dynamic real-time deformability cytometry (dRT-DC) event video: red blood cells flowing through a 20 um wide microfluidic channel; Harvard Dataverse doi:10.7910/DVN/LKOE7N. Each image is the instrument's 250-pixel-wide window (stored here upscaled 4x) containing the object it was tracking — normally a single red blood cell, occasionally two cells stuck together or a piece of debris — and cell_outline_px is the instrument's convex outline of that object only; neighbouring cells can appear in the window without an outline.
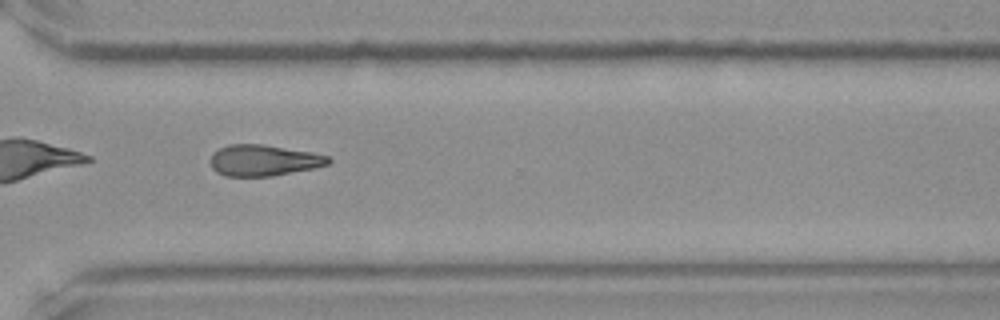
{"species": "Egyptian fruit bat (a non-hibernating species)", "species_latin": "Rousettus aegyptiacus", "temperature_condition": "room temperature", "stored_images_in_passage": 33, "camera_frame_rate_fps": 3000, "um_per_image_px": 0.085, "frame": {"image": 1, "passage_image": 24, "time_ms": 7.667, "image_size_px": [1000, 320], "cell_outline_px": [[332, 160], [328, 164], [312, 168], [272, 176], [224, 176], [216, 172], [212, 168], [208, 160], [212, 152], [228, 144], [264, 144], [312, 152], [328, 156]], "centroid_in_image_um": [22.35, 13.62], "position_along_channel_um": 348.3, "area_um2": 21.56}}